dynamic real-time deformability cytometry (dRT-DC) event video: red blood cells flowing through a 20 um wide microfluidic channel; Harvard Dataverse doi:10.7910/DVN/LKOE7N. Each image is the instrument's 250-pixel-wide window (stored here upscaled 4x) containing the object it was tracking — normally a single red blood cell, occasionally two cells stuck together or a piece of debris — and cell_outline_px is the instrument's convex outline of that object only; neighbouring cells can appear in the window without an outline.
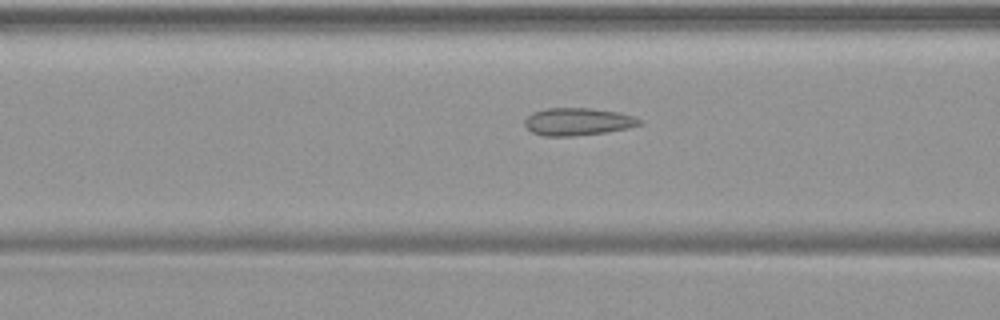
{"species": "common noctule bat (a hibernating species)", "species_latin": "Nyctalus noctula", "temperature_condition": "warm", "stored_images_in_passage": 50, "camera_frame_rate_fps": 3000, "um_per_image_px": 0.085, "animal": {"sex": "female", "body_mass_g": 19.9}, "frame": {"image": 1, "passage_image": 20, "time_ms": 6.333, "image_size_px": [1000, 320], "cell_outline_px": [[644, 124], [628, 128], [608, 132], [572, 136], [544, 136], [532, 132], [524, 124], [524, 120], [532, 112], [548, 108], [592, 108], [620, 112], [636, 116], [644, 120]], "centroid_in_image_um": [49.18, 10.33], "position_along_channel_um": 117.4, "area_um2": 18.73}}
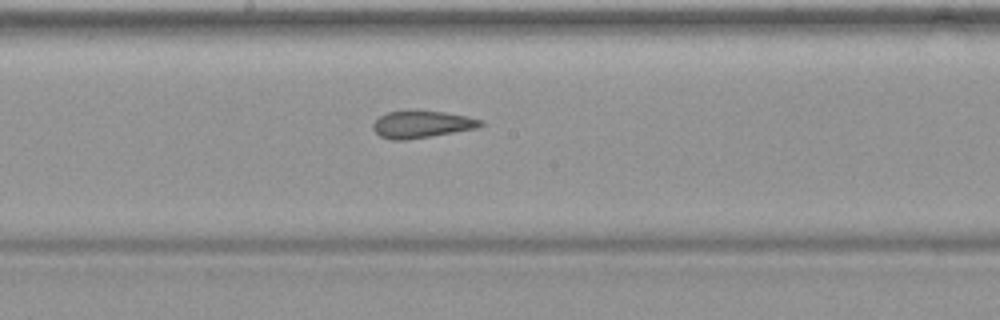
{"frame": {"image": 2, "passage_image": 27, "time_ms": 8.667, "image_size_px": [1000, 320], "cell_outline_px": [[484, 124], [476, 128], [408, 140], [392, 140], [380, 136], [372, 128], [372, 124], [380, 116], [388, 112], [412, 108], [444, 112], [484, 120]], "centroid_in_image_um": [35.81, 10.54], "position_along_channel_um": 212.4, "area_um2": 17.34}}
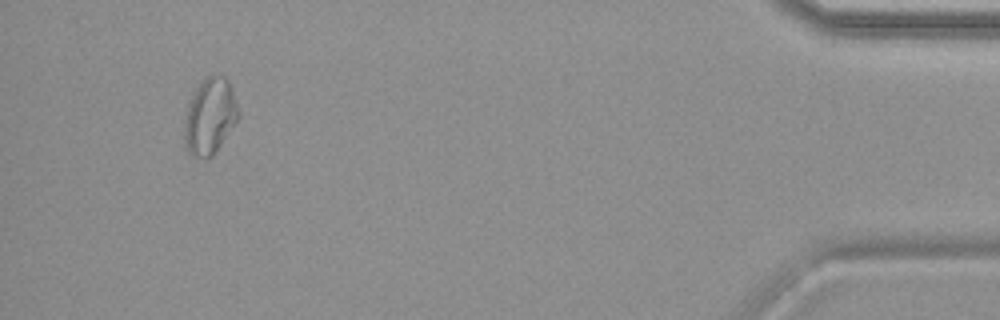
{"frame": {"image": 3, "passage_image": 47, "time_ms": 15.333, "image_size_px": [1000, 320], "cell_outline_px": [[240, 116], [236, 124], [212, 156], [192, 156], [188, 152], [184, 140], [184, 120], [188, 104], [192, 92], [208, 76], [224, 76], [228, 80], [232, 88], [240, 112]], "centroid_in_image_um": [17.85, 9.88], "position_along_channel_um": 417.3, "area_um2": 23.93}}